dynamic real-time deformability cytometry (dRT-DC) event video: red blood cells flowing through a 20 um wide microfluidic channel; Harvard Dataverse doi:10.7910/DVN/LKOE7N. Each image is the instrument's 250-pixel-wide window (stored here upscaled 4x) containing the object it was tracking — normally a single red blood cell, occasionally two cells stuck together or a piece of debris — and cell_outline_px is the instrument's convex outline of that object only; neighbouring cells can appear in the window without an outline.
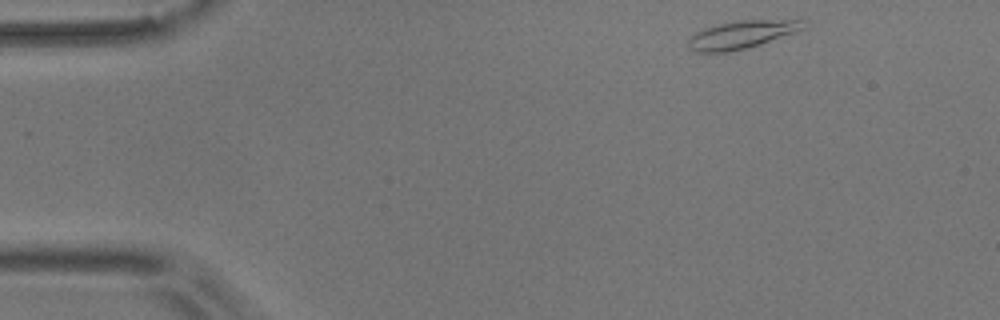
{"species": "common noctule bat (a hibernating species)", "species_latin": "Nyctalus noctula", "temperature_condition": "room temperature", "stored_images_in_passage": 32, "camera_frame_rate_fps": 3000, "um_per_image_px": 0.085, "animal": {"sex": "male", "body_mass_g": 17.9}, "frame": {"image": 1, "passage_image": 1, "time_ms": 0.0, "image_size_px": [1000, 320], "cell_outline_px": [[808, 28], [748, 48], [728, 52], [696, 52], [688, 48], [688, 40], [696, 32], [704, 28], [736, 20], [808, 20]], "centroid_in_image_um": [63.1, 2.94], "position_along_channel_um": 21.9, "area_um2": 18.84}}
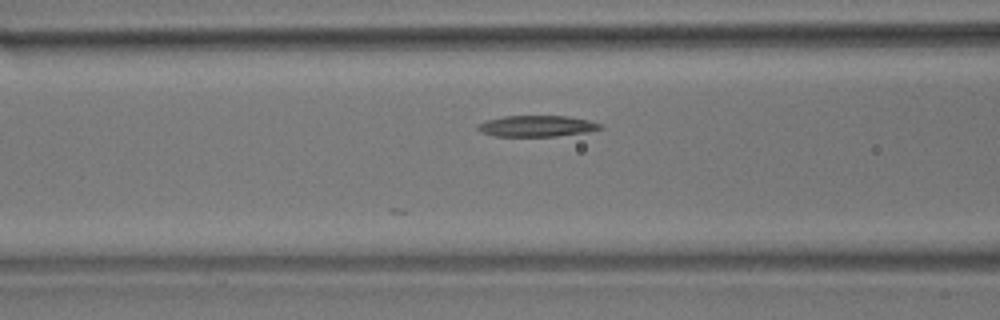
{"frame": {"image": 2, "passage_image": 16, "time_ms": 5.0, "image_size_px": [1000, 320], "cell_outline_px": [[604, 128], [588, 132], [556, 136], [496, 136], [480, 132], [476, 128], [484, 120], [504, 116], [568, 116], [588, 120], [604, 124]], "centroid_in_image_um": [45.66, 10.71], "position_along_channel_um": 120.9, "area_um2": 15.2}}
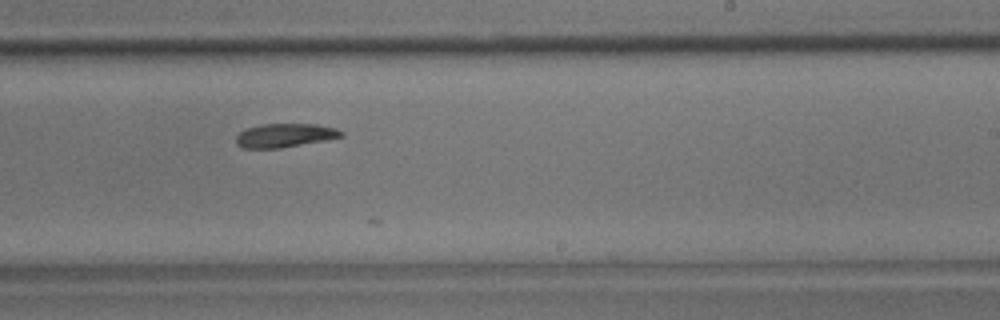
{"frame": {"image": 3, "passage_image": 28, "time_ms": 9.0, "image_size_px": [1000, 320], "cell_outline_px": [[344, 136], [324, 140], [280, 148], [244, 148], [236, 144], [236, 136], [240, 132], [248, 128], [260, 124], [316, 124], [336, 128], [344, 132]], "centroid_in_image_um": [24.21, 11.5], "position_along_channel_um": 264.8, "area_um2": 14.45}}